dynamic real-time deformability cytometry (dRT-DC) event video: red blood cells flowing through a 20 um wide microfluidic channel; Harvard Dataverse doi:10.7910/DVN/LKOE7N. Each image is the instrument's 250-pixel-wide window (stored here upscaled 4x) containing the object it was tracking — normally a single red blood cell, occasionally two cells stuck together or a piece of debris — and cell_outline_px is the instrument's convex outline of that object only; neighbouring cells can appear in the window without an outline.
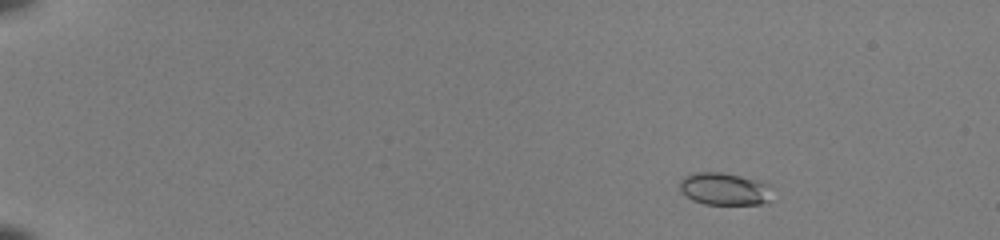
{"species": "common noctule bat (a hibernating species)", "species_latin": "Nyctalus noctula", "temperature_condition": "room temperature", "stored_images_in_passage": 53, "camera_frame_rate_fps": 3000, "um_per_image_px": 0.085, "animal": {"sex": "female", "body_mass_g": 22.0, "forearm_length_mm": 56.7}, "frame": {"image": 1, "passage_image": 9, "time_ms": 2.667, "image_size_px": [1000, 240], "cell_outline_px": [[772, 184], [768, 200], [764, 204], [704, 204], [692, 200], [680, 192], [680, 180], [684, 176], [692, 172], [720, 172], [740, 176]], "centroid_in_image_um": [61.54, 16.05], "position_along_channel_um": 23.5, "area_um2": 17.57}}
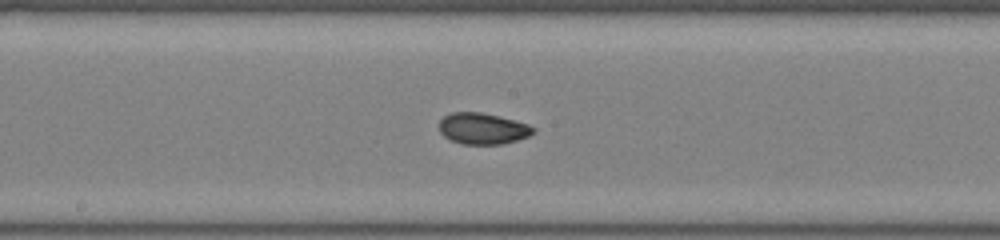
{"frame": {"image": 2, "passage_image": 32, "time_ms": 10.333, "image_size_px": [1000, 240], "cell_outline_px": [[536, 132], [528, 136], [504, 144], [464, 144], [452, 140], [444, 136], [440, 132], [440, 120], [444, 116], [452, 112], [480, 112], [500, 116], [528, 124], [536, 128]], "centroid_in_image_um": [41.06, 10.92], "position_along_channel_um": 207.1, "area_um2": 17.11}}
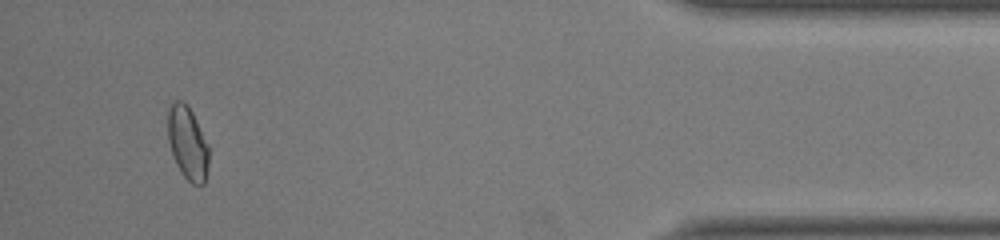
{"frame": {"image": 3, "passage_image": 51, "time_ms": 16.667, "image_size_px": [1000, 240], "cell_outline_px": [[208, 168], [204, 184], [192, 184], [184, 176], [176, 164], [168, 140], [168, 108], [176, 100], [184, 100], [188, 104], [208, 144]], "centroid_in_image_um": [15.95, 12.14], "position_along_channel_um": 419.3, "area_um2": 17.4}, "authors_computed_cell_mechanics": {"area_um2": 17.2244, "velocity_mm_per_s": 4.0922, "shape_relaxation_time_tau1_ms": 10.1479, "shape_relaxation_time_tau2_ms": 0.9357, "deformation_change_tau1": 0.241, "deformation_change_tau2": 0.0372}}